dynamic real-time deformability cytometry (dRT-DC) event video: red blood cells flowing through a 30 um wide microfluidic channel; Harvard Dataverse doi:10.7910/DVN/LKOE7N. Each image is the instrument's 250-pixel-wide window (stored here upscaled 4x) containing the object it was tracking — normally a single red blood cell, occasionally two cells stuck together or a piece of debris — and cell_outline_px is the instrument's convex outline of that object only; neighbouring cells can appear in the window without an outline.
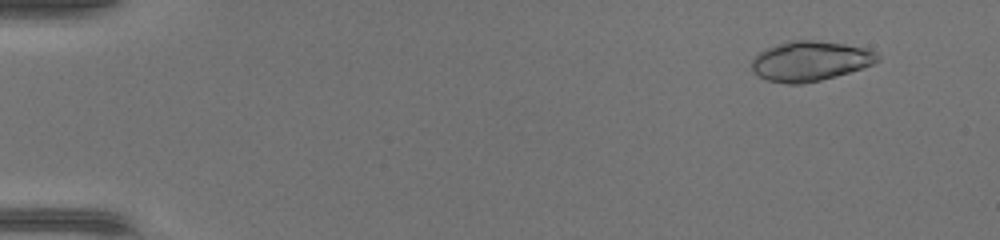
{"species": "common noctule bat (a hibernating species)", "species_latin": "Nyctalus noctula", "temperature_condition": "warm", "stored_images_in_passage": 47, "camera_frame_rate_fps": 3000, "um_per_image_px": 0.085, "animal": {"sex": "female", "body_mass_g": 17.0, "forearm_length_mm": 48.0}, "frame": {"image": 1, "passage_image": 5, "time_ms": 1.333, "image_size_px": [1000, 240], "cell_outline_px": [[880, 60], [872, 64], [836, 76], [820, 80], [800, 84], [788, 84], [768, 80], [752, 72], [752, 60], [760, 52], [768, 48], [788, 40], [816, 40], [844, 44], [864, 48], [876, 52], [880, 56]], "centroid_in_image_um": [68.86, 5.18], "position_along_channel_um": 16.1, "area_um2": 28.96}}
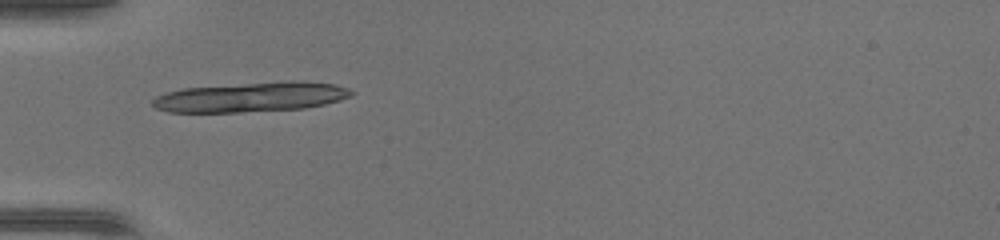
{"frame": {"image": 2, "passage_image": 17, "time_ms": 5.333, "image_size_px": [1000, 240], "cell_outline_px": [[356, 92], [352, 96], [340, 100], [324, 104], [304, 108], [240, 112], [168, 112], [156, 108], [152, 104], [152, 100], [156, 96], [168, 92], [184, 88], [288, 80], [304, 80], [336, 84], [348, 88]], "centroid_in_image_um": [21.4, 8.23], "position_along_channel_um": 63.6, "area_um2": 34.68}}